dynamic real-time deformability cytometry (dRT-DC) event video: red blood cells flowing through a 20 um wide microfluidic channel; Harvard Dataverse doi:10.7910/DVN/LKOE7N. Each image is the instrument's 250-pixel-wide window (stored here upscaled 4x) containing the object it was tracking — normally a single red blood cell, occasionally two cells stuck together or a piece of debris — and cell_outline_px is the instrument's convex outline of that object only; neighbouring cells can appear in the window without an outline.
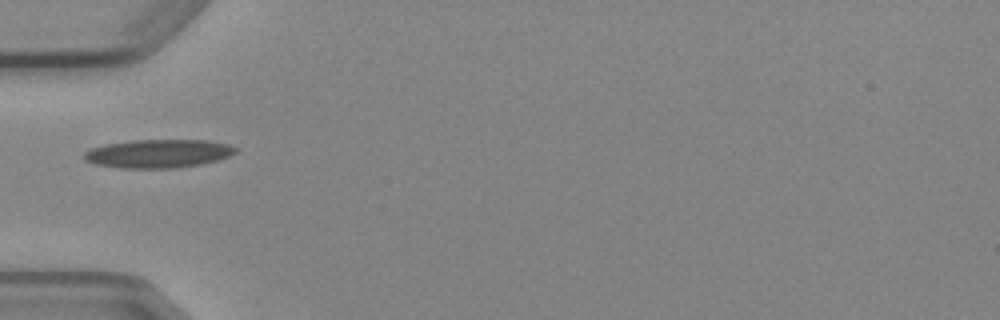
{"species": "Egyptian fruit bat (a non-hibernating species)", "species_latin": "Rousettus aegyptiacus", "temperature_condition": "cold", "stored_images_in_passage": 1, "camera_frame_rate_fps": 3000, "um_per_image_px": 0.085, "animal": {"sex": "female"}, "frame": {"image": 1, "passage_image": 1, "time_ms": 0.0, "image_size_px": [1000, 320], "cell_outline_px": [[236, 152], [228, 156], [216, 160], [200, 164], [176, 168], [120, 168], [96, 164], [84, 160], [84, 152], [92, 148], [104, 144], [132, 140], [208, 140], [228, 144], [236, 148]], "centroid_in_image_um": [13.43, 13.05], "position_along_channel_um": 71.6, "area_um2": 25.03}}